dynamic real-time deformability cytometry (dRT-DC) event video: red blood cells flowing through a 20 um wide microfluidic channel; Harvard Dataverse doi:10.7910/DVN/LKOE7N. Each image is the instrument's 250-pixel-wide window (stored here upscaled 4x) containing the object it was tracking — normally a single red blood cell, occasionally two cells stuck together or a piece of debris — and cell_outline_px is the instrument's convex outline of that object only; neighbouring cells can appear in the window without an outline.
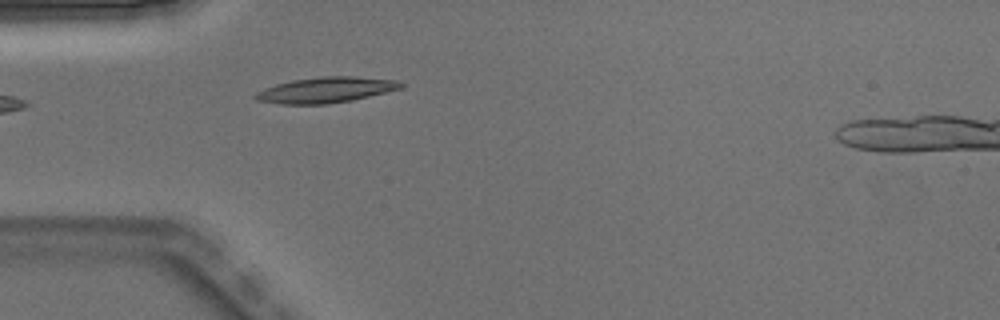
{"species": "Egyptian fruit bat (a non-hibernating species)", "species_latin": "Rousettus aegyptiacus", "temperature_condition": "warm", "stored_images_in_passage": 3, "camera_frame_rate_fps": 3000, "um_per_image_px": 0.085, "animal": {"sex": "male"}, "frame": {"image": 1, "passage_image": 3, "time_ms": 0.667, "image_size_px": [1000, 320], "cell_outline_px": [[404, 88], [352, 100], [328, 104], [280, 104], [256, 100], [252, 96], [256, 92], [264, 88], [276, 84], [292, 80], [324, 76], [352, 76], [396, 80], [404, 84]], "centroid_in_image_um": [27.69, 7.65], "position_along_channel_um": 57.3, "area_um2": 21.79}}